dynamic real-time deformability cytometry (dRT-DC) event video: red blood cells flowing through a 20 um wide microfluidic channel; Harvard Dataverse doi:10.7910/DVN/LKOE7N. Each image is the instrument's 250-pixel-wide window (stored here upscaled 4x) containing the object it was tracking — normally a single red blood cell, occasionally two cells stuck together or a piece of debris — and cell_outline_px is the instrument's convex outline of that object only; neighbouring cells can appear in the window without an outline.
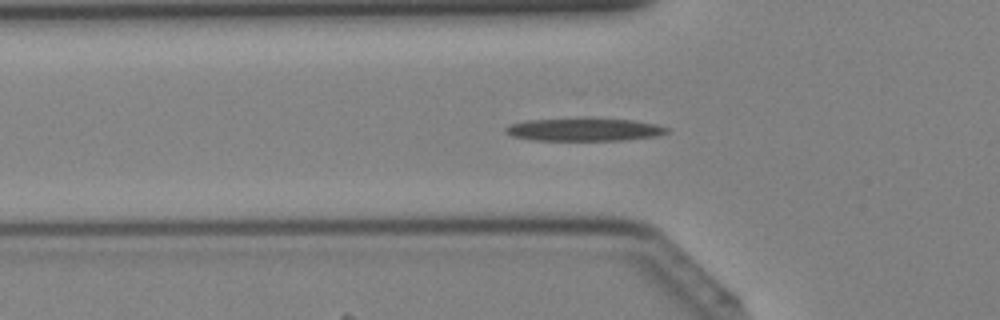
{"species": "Egyptian fruit bat (a non-hibernating species)", "species_latin": "Rousettus aegyptiacus", "temperature_condition": "cold", "stored_images_in_passage": 41, "camera_frame_rate_fps": 3000, "um_per_image_px": 0.085, "animal": {"sex": "female"}, "frame": {"image": 1, "passage_image": 13, "time_ms": 4.0, "image_size_px": [1000, 320], "cell_outline_px": [[668, 132], [656, 136], [624, 140], [532, 140], [512, 136], [504, 132], [504, 128], [508, 124], [524, 120], [576, 116], [584, 116], [636, 120], [656, 124], [668, 128]], "centroid_in_image_um": [49.59, 10.96], "position_along_channel_um": 76.2, "area_um2": 22.6}}
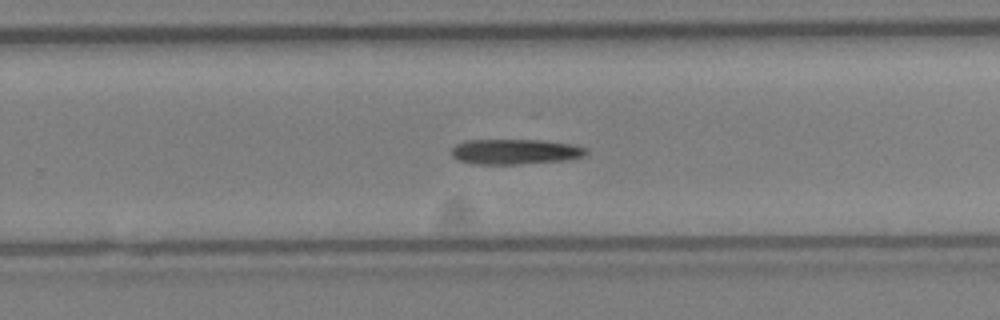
{"frame": {"image": 2, "passage_image": 26, "time_ms": 8.333, "image_size_px": [1000, 320], "cell_outline_px": [[588, 152], [584, 156], [568, 160], [520, 164], [476, 164], [460, 160], [452, 156], [452, 148], [456, 144], [468, 140], [540, 140], [572, 144], [588, 148]], "centroid_in_image_um": [43.83, 12.89], "position_along_channel_um": 286.0, "area_um2": 19.83}}
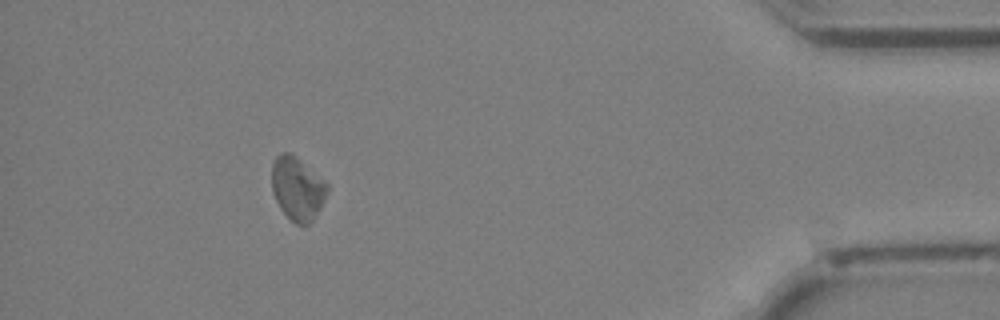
{"frame": {"image": 3, "passage_image": 37, "time_ms": 12.0, "image_size_px": [1000, 320], "cell_outline_px": [[328, 188], [324, 200], [320, 208], [312, 220], [308, 224], [296, 224], [280, 208], [272, 192], [272, 164], [276, 156], [280, 152], [292, 152], [324, 180], [328, 184]], "centroid_in_image_um": [25.26, 15.98], "position_along_channel_um": 409.9, "area_um2": 20.35}}